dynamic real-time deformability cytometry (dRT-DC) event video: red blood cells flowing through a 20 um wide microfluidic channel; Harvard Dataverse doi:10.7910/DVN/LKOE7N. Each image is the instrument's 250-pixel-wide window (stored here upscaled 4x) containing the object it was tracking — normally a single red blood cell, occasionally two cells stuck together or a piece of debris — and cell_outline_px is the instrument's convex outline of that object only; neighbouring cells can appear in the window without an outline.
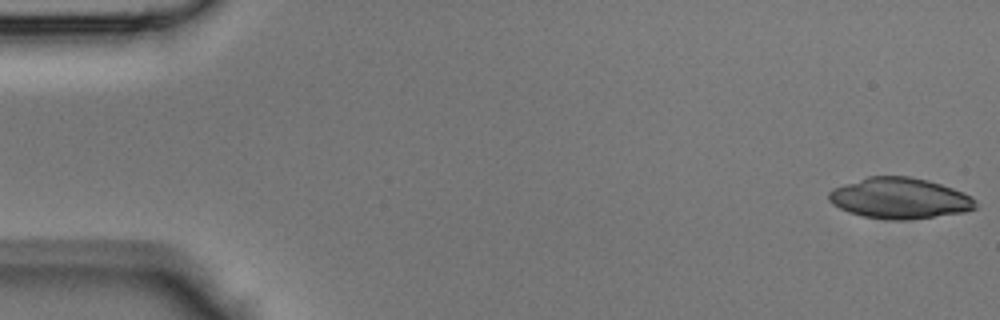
{"species": "Egyptian fruit bat (a non-hibernating species)", "species_latin": "Rousettus aegyptiacus", "temperature_condition": "room temperature", "stored_images_in_passage": 16, "camera_frame_rate_fps": 3000, "um_per_image_px": 0.085, "animal": {"sex": "male"}, "frame": {"image": 1, "passage_image": 1, "time_ms": 0.0, "image_size_px": [1000, 320], "cell_outline_px": [[976, 208], [964, 212], [904, 220], [888, 220], [864, 216], [848, 212], [832, 204], [828, 200], [828, 192], [832, 188], [868, 176], [908, 176], [928, 180], [964, 192], [972, 196], [976, 200]], "centroid_in_image_um": [76.45, 16.84], "position_along_channel_um": 8.5, "area_um2": 34.97}}